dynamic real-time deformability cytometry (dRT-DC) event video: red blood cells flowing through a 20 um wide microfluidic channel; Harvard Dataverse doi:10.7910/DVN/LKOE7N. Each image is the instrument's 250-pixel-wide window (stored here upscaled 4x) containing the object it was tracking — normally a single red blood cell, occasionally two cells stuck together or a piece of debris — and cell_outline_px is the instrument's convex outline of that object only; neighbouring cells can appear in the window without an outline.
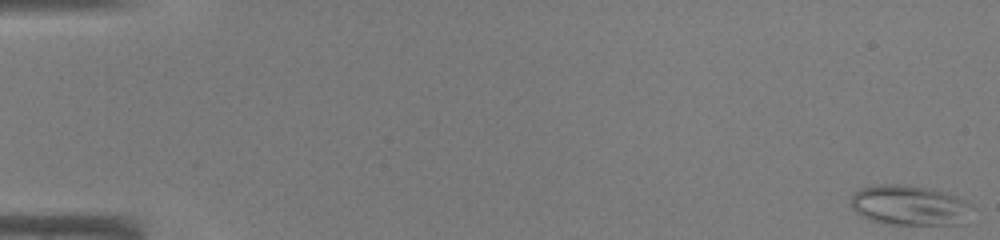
{"species": "common noctule bat (a hibernating species)", "species_latin": "Nyctalus noctula", "temperature_condition": "warm", "stored_images_in_passage": 46, "camera_frame_rate_fps": 3000, "um_per_image_px": 0.085, "animal": {"sex": "male", "body_mass_g": 19.0, "forearm_length_mm": 50.8}, "frame": {"image": 1, "passage_image": 1, "time_ms": 0.0, "image_size_px": [1000, 240], "cell_outline_px": [[972, 208], [964, 224], [888, 224], [872, 220], [860, 216], [852, 208], [852, 196], [860, 188], [876, 184], [908, 184], [932, 188], [956, 196], [972, 204]], "centroid_in_image_um": [77.32, 17.44], "position_along_channel_um": 7.7, "area_um2": 28.5}}
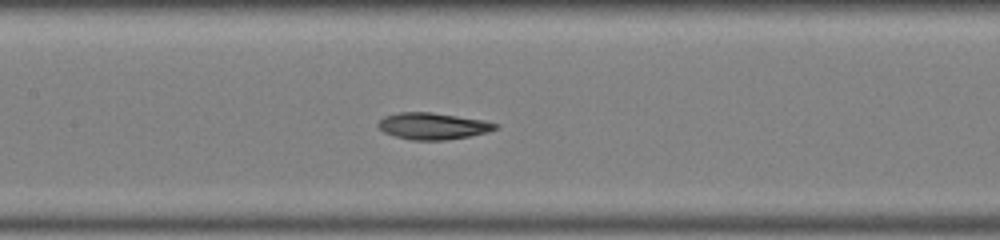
{"frame": {"image": 2, "passage_image": 23, "time_ms": 7.333, "image_size_px": [1000, 240], "cell_outline_px": [[500, 128], [488, 132], [468, 136], [444, 140], [412, 140], [396, 136], [384, 132], [376, 124], [384, 116], [400, 112], [432, 112], [484, 120], [500, 124]], "centroid_in_image_um": [36.83, 10.71], "position_along_channel_um": 170.6, "area_um2": 18.21}}
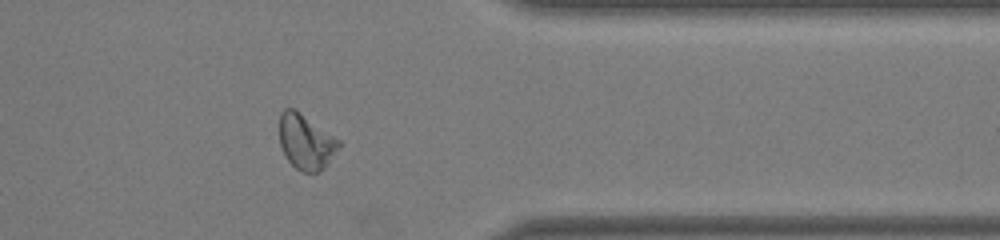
{"frame": {"image": 3, "passage_image": 38, "time_ms": 12.333, "image_size_px": [1000, 240], "cell_outline_px": [[340, 144], [324, 168], [320, 172], [300, 172], [288, 160], [280, 144], [280, 112], [284, 108], [296, 108], [340, 140]], "centroid_in_image_um": [25.99, 12.02], "position_along_channel_um": 385.4, "area_um2": 19.02}}